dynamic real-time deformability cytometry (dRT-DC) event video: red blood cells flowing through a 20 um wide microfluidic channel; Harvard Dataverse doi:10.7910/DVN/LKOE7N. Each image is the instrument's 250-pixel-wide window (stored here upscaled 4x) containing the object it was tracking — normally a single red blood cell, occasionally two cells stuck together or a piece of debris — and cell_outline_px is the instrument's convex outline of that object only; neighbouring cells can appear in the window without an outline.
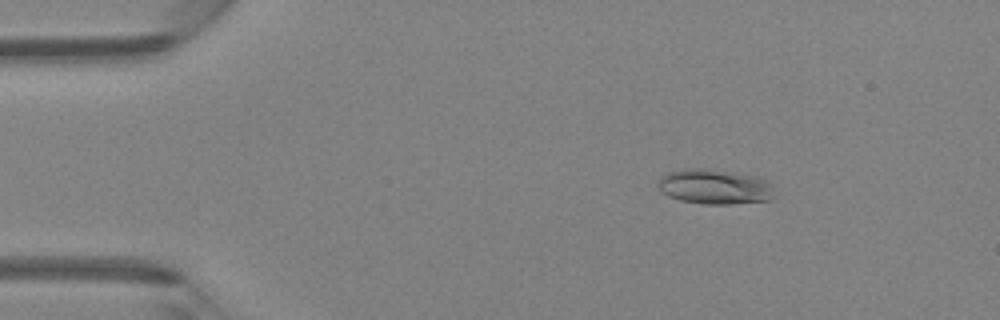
{"species": "Egyptian fruit bat (a non-hibernating species)", "species_latin": "Rousettus aegyptiacus", "temperature_condition": "room temperature", "stored_images_in_passage": 46, "camera_frame_rate_fps": 3000, "um_per_image_px": 0.085, "animal": {"sex": "female"}, "frame": {"image": 1, "passage_image": 7, "time_ms": 2.0, "image_size_px": [1000, 320], "cell_outline_px": [[776, 196], [768, 200], [728, 204], [704, 204], [680, 200], [668, 196], [656, 184], [660, 176], [668, 172], [684, 168], [704, 168], [756, 176], [772, 184]], "centroid_in_image_um": [60.74, 15.87], "position_along_channel_um": 24.3, "area_um2": 23.76}}
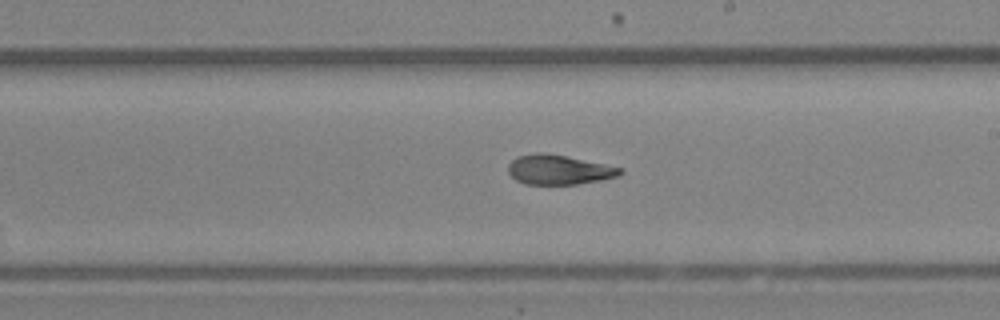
{"frame": {"image": 2, "passage_image": 27, "time_ms": 8.667, "image_size_px": [1000, 320], "cell_outline_px": [[624, 172], [620, 176], [600, 180], [576, 184], [524, 184], [516, 180], [508, 172], [508, 164], [516, 156], [536, 152], [544, 152], [624, 168]], "centroid_in_image_um": [47.49, 14.42], "position_along_channel_um": 241.5, "area_um2": 19.36}}
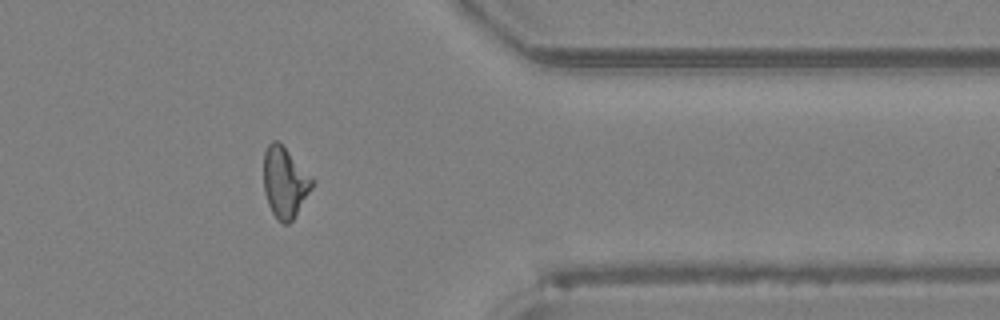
{"frame": {"image": 3, "passage_image": 38, "time_ms": 12.333, "image_size_px": [1000, 320], "cell_outline_px": [[316, 184], [292, 220], [288, 224], [284, 224], [276, 220], [268, 204], [264, 192], [264, 152], [268, 144], [272, 140], [276, 140], [316, 180]], "centroid_in_image_um": [24.23, 15.53], "position_along_channel_um": 387.2, "area_um2": 20.06}, "authors_computed_cell_mechanics": {"area_um2": 20.3456, "velocity_mm_per_s": 4.3563, "shape_relaxation_time_tau1_ms": 9.4214, "shape_relaxation_time_tau2_ms": 2.7094, "deformation_change_tau1": 0.2229, "deformation_change_tau2": 0.0981}}